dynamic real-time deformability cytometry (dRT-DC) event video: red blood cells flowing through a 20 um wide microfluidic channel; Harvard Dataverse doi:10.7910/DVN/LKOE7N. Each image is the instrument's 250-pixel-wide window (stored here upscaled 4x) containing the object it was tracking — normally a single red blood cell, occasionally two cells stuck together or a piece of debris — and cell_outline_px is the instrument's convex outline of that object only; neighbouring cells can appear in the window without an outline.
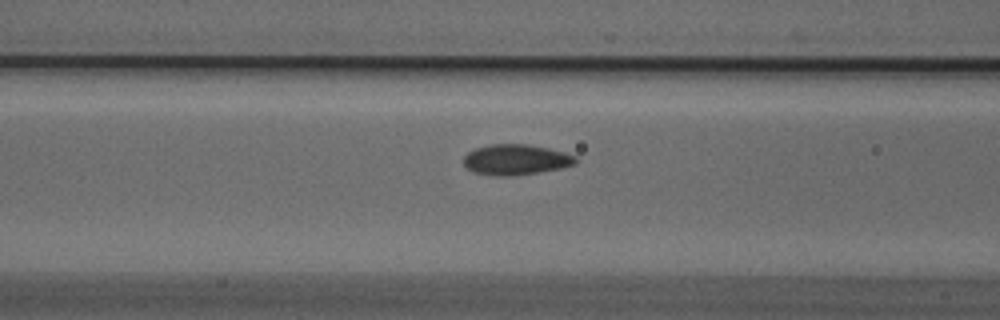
{"species": "Egyptian fruit bat (a non-hibernating species)", "species_latin": "Rousettus aegyptiacus", "temperature_condition": "cold", "stored_images_in_passage": 14, "camera_frame_rate_fps": 3000, "um_per_image_px": 0.085, "animal": {"sex": "male"}, "frame": {"image": 1, "passage_image": 12, "time_ms": 3.667, "image_size_px": [1000, 320], "cell_outline_px": [[580, 160], [576, 164], [560, 168], [512, 176], [496, 176], [472, 172], [464, 164], [464, 156], [468, 152], [476, 148], [488, 144], [528, 144], [548, 148], [564, 152], [576, 156]], "centroid_in_image_um": [43.86, 13.56], "position_along_channel_um": 122.7, "area_um2": 20.0}}